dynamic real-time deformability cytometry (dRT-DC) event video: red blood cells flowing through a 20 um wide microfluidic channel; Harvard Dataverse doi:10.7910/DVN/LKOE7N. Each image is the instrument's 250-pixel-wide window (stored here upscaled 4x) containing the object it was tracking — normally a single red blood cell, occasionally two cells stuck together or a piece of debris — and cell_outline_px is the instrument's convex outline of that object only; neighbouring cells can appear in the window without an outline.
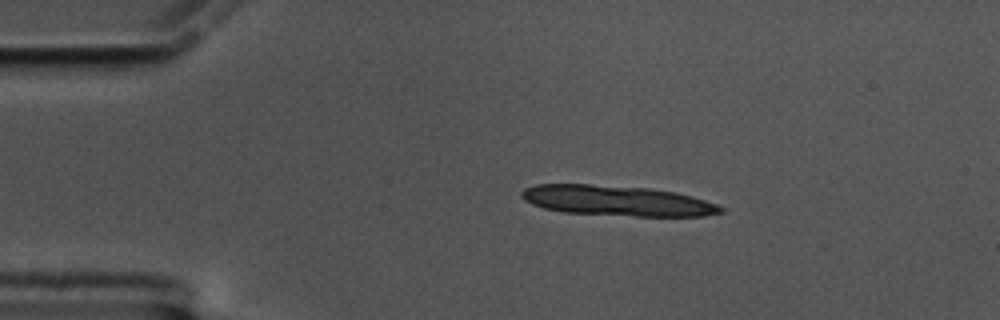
{"species": "common noctule bat (a hibernating species)", "species_latin": "Nyctalus noctula", "temperature_condition": "cold", "stored_images_in_passage": 6, "camera_frame_rate_fps": 3000, "um_per_image_px": 0.085, "animal": {"sex": "male", "body_mass_g": 17.5, "forearm_length_mm": 52.3}, "frame": {"image": 1, "passage_image": 1, "time_ms": 0.0, "image_size_px": [1000, 320], "cell_outline_px": [[724, 212], [704, 216], [636, 216], [564, 212], [544, 208], [532, 204], [524, 200], [520, 196], [520, 192], [524, 188], [536, 184], [588, 184], [648, 188], [676, 192], [692, 196], [716, 204], [724, 208]], "centroid_in_image_um": [52.43, 17.06], "position_along_channel_um": 32.6, "area_um2": 35.14}}